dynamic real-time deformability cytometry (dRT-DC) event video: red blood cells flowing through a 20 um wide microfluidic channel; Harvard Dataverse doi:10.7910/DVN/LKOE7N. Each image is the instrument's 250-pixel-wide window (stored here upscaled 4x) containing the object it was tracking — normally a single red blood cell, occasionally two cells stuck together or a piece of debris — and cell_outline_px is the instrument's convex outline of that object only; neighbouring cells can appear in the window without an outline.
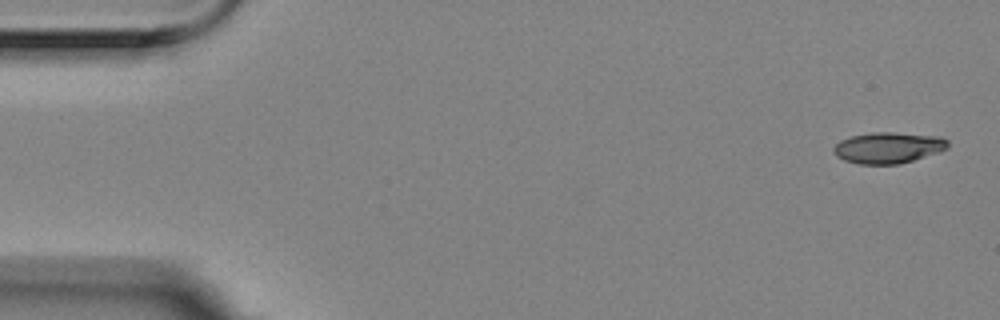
{"species": "Egyptian fruit bat (a non-hibernating species)", "species_latin": "Rousettus aegyptiacus", "temperature_condition": "room temperature", "stored_images_in_passage": 5, "camera_frame_rate_fps": 3000, "um_per_image_px": 0.085, "animal": {"sex": "female"}, "frame": {"image": 1, "passage_image": 1, "time_ms": 0.0, "image_size_px": [1000, 320], "cell_outline_px": [[948, 148], [940, 152], [900, 164], [860, 164], [844, 160], [836, 156], [832, 148], [840, 140], [852, 136], [872, 132], [892, 132], [940, 136], [948, 140]], "centroid_in_image_um": [75.51, 12.55], "position_along_channel_um": 9.5, "area_um2": 20.81}}